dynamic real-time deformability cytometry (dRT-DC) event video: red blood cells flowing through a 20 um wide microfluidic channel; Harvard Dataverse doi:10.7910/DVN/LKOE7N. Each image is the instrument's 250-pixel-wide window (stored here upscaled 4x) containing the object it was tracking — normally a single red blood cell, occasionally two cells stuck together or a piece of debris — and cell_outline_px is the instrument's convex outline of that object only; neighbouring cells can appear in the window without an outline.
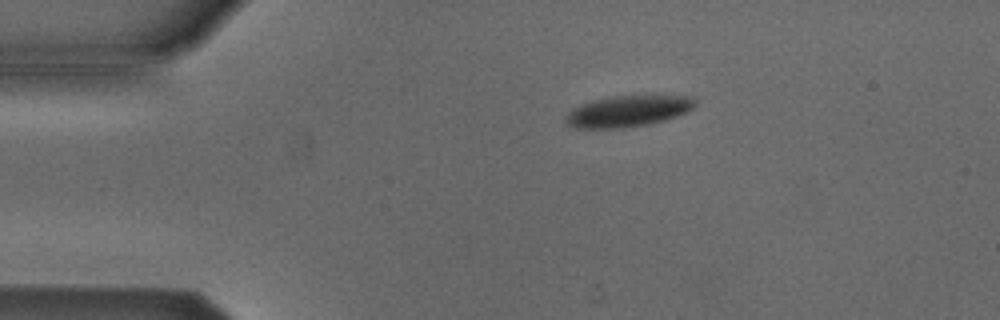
{"species": "Egyptian fruit bat (a non-hibernating species)", "species_latin": "Rousettus aegyptiacus", "temperature_condition": "cold", "stored_images_in_passage": 4, "camera_frame_rate_fps": 3000, "um_per_image_px": 0.085, "animal": {"sex": "male"}, "frame": {"image": 1, "passage_image": 2, "time_ms": 1.0, "image_size_px": [1000, 320], "cell_outline_px": [[696, 104], [692, 108], [676, 116], [664, 120], [648, 124], [620, 128], [572, 128], [564, 124], [564, 120], [568, 112], [572, 108], [580, 104], [592, 100], [612, 96], [656, 92], [696, 96]], "centroid_in_image_um": [53.42, 9.38], "position_along_channel_um": 31.6, "area_um2": 24.8}}